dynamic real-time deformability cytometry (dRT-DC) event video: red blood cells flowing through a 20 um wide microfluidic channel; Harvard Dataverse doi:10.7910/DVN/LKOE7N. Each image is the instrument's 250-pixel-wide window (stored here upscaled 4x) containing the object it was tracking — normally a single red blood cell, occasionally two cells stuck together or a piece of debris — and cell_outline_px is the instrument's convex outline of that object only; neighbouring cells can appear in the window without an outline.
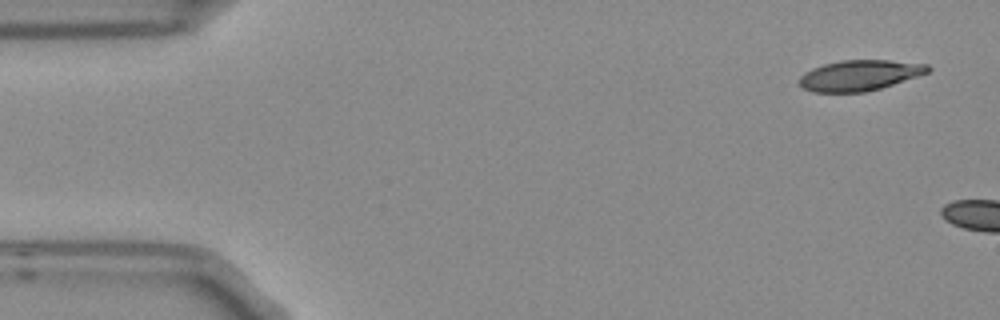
{"species": "Egyptian fruit bat (a non-hibernating species)", "species_latin": "Rousettus aegyptiacus", "temperature_condition": "room temperature", "stored_images_in_passage": 5, "camera_frame_rate_fps": 3000, "um_per_image_px": 0.085, "frame": {"image": 1, "passage_image": 1, "time_ms": 0.0, "image_size_px": [1000, 320], "cell_outline_px": [[932, 68], [928, 72], [880, 88], [864, 92], [812, 92], [804, 88], [800, 84], [800, 76], [804, 72], [812, 68], [824, 64], [844, 60], [888, 60], [928, 64]], "centroid_in_image_um": [73.05, 6.4], "position_along_channel_um": 11.9, "area_um2": 22.66}}
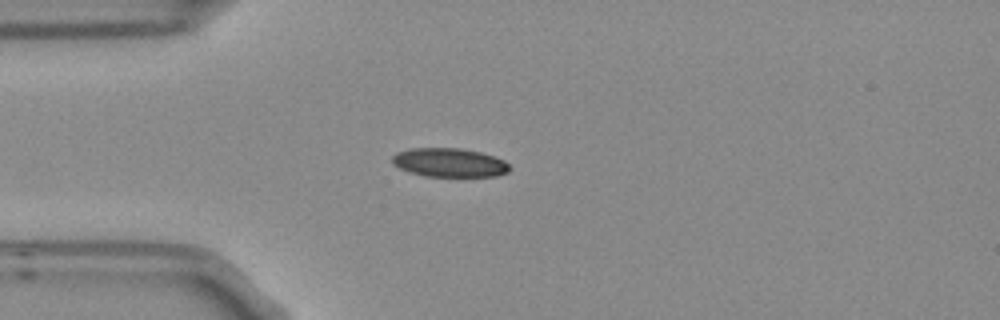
{"frame": {"image": 2, "passage_image": 5, "time_ms": 1.333, "image_size_px": [1000, 320], "cell_outline_px": [[512, 168], [508, 172], [496, 176], [428, 176], [412, 172], [400, 168], [392, 164], [392, 156], [396, 152], [408, 148], [460, 148], [480, 152], [504, 160]], "centroid_in_image_um": [38.2, 13.81], "position_along_channel_um": 46.8, "area_um2": 19.65}}